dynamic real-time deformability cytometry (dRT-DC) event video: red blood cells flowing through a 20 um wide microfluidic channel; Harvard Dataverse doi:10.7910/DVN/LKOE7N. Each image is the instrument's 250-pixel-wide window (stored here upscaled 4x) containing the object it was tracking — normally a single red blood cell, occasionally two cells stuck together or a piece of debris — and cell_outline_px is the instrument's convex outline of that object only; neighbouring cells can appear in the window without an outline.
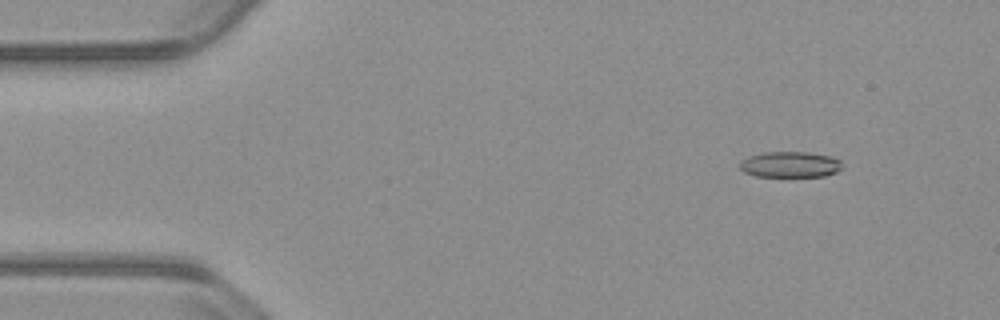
{"species": "common noctule bat (a hibernating species)", "species_latin": "Nyctalus noctula", "temperature_condition": "warm", "stored_images_in_passage": 54, "camera_frame_rate_fps": 3000, "um_per_image_px": 0.085, "animal": {"sex": "male", "body_mass_g": 23.1, "forearm_length_mm": 52.7}, "frame": {"image": 1, "passage_image": 6, "time_ms": 1.667, "image_size_px": [1000, 320], "cell_outline_px": [[840, 168], [836, 172], [824, 176], [756, 176], [744, 172], [740, 168], [740, 160], [748, 156], [764, 152], [808, 152], [832, 156], [840, 160]], "centroid_in_image_um": [67.13, 13.97], "position_along_channel_um": 17.9, "area_um2": 15.37}}
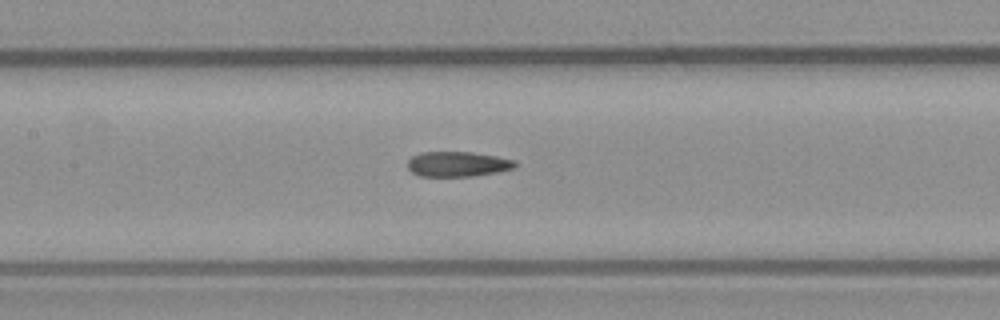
{"frame": {"image": 2, "passage_image": 25, "time_ms": 8.0, "image_size_px": [1000, 320], "cell_outline_px": [[516, 168], [496, 172], [472, 176], [420, 176], [412, 172], [408, 168], [408, 160], [412, 156], [420, 152], [472, 152], [496, 156], [516, 160]], "centroid_in_image_um": [38.91, 13.94], "position_along_channel_um": 168.5, "area_um2": 15.72}}
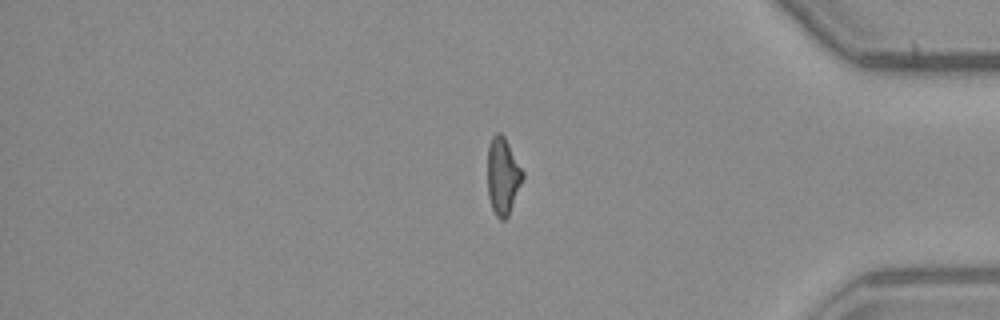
{"frame": {"image": 3, "passage_image": 45, "time_ms": 14.667, "image_size_px": [1000, 320], "cell_outline_px": [[524, 176], [508, 216], [504, 220], [500, 220], [496, 216], [492, 208], [488, 196], [488, 148], [492, 136], [496, 132], [500, 132], [504, 136], [524, 172]], "centroid_in_image_um": [42.74, 14.96], "position_along_channel_um": 392.5, "area_um2": 15.66}, "authors_computed_cell_mechanics": {"area_um2": 16.2129, "velocity_mm_per_s": 3.8211, "shape_relaxation_time_tau1_ms": null, "shape_relaxation_time_tau2_ms": 2.5936, "deformation_change_tau1": null, "deformation_change_tau2": 0.0999}}